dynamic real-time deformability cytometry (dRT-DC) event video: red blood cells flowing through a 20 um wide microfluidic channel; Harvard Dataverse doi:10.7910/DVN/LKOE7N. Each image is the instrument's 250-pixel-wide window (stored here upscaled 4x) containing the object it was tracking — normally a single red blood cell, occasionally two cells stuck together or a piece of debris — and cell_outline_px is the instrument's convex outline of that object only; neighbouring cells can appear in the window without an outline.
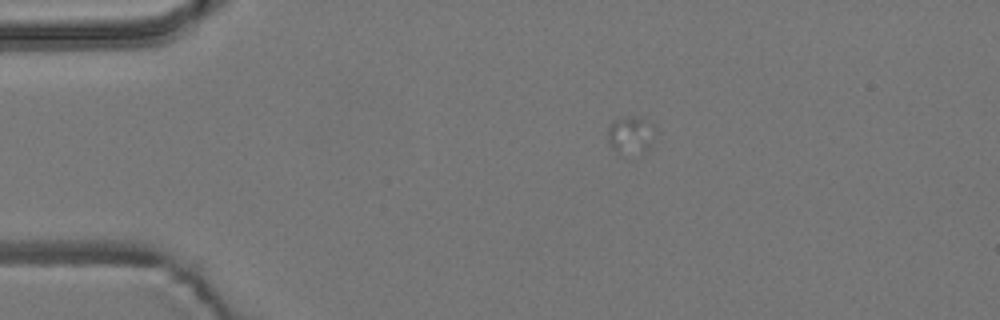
{"species": "common noctule bat (a hibernating species)", "species_latin": "Nyctalus noctula", "temperature_condition": "room temperature", "stored_images_in_passage": 16, "camera_frame_rate_fps": 3000, "um_per_image_px": 0.085, "animal": {"sex": "male", "body_mass_g": 19.2, "forearm_length_mm": 51.8}, "frame": {"image": 1, "passage_image": 1, "time_ms": 0.0, "image_size_px": [1000, 320], "cell_outline_px": [[656, 132], [652, 144], [640, 156], [628, 160], [616, 156], [608, 144], [608, 124], [612, 120], [636, 116], [652, 124], [656, 128]], "centroid_in_image_um": [53.58, 11.63], "position_along_channel_um": 31.4, "area_um2": 11.56}}